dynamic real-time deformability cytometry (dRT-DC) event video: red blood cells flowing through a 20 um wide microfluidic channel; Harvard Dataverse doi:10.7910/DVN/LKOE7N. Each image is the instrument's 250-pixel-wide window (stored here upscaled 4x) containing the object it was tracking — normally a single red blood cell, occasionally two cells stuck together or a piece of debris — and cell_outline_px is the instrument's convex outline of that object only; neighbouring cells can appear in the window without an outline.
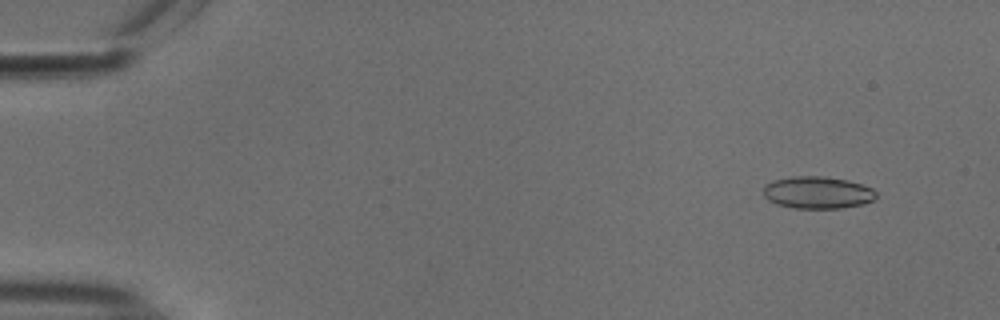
{"species": "common noctule bat (a hibernating species)", "species_latin": "Nyctalus noctula", "temperature_condition": "cold", "stored_images_in_passage": 54, "camera_frame_rate_fps": 3000, "um_per_image_px": 0.085, "animal": {"sex": "male", "body_mass_g": 18.8}, "frame": {"image": 1, "passage_image": 5, "time_ms": 1.333, "image_size_px": [1000, 320], "cell_outline_px": [[876, 196], [872, 200], [864, 204], [840, 208], [796, 208], [776, 204], [768, 200], [764, 196], [764, 184], [772, 180], [792, 176], [824, 176], [848, 180], [872, 188], [876, 192]], "centroid_in_image_um": [69.46, 16.36], "position_along_channel_um": 15.5, "area_um2": 21.21}}
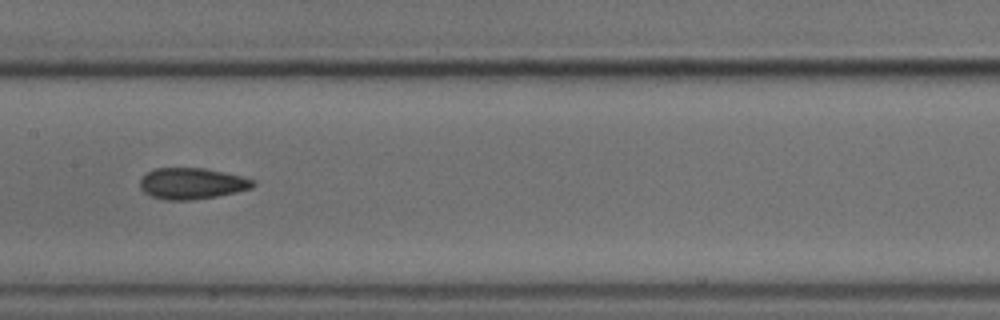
{"frame": {"image": 2, "passage_image": 28, "time_ms": 9.0, "image_size_px": [1000, 320], "cell_outline_px": [[256, 184], [252, 188], [236, 192], [216, 196], [192, 200], [164, 200], [152, 196], [144, 192], [140, 188], [140, 180], [148, 172], [156, 168], [204, 168], [224, 172], [240, 176], [252, 180]], "centroid_in_image_um": [16.3, 15.6], "position_along_channel_um": 191.1, "area_um2": 20.4}}
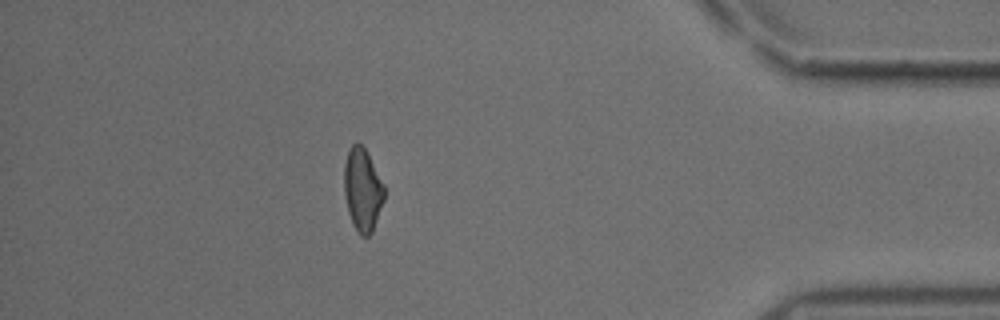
{"frame": {"image": 3, "passage_image": 48, "time_ms": 15.667, "image_size_px": [1000, 320], "cell_outline_px": [[384, 200], [372, 232], [368, 236], [360, 236], [352, 224], [348, 212], [344, 196], [344, 164], [348, 152], [352, 144], [356, 140], [364, 148], [384, 184]], "centroid_in_image_um": [30.8, 16.14], "position_along_channel_um": 404.4, "area_um2": 19.36}, "authors_computed_cell_mechanics": {"area_um2": 20.2878, "velocity_mm_per_s": 3.7878, "shape_relaxation_time_tau1_ms": 8.6876, "shape_relaxation_time_tau2_ms": 3.5233, "deformation_change_tau1": 0.1445, "deformation_change_tau2": 0.0911}}